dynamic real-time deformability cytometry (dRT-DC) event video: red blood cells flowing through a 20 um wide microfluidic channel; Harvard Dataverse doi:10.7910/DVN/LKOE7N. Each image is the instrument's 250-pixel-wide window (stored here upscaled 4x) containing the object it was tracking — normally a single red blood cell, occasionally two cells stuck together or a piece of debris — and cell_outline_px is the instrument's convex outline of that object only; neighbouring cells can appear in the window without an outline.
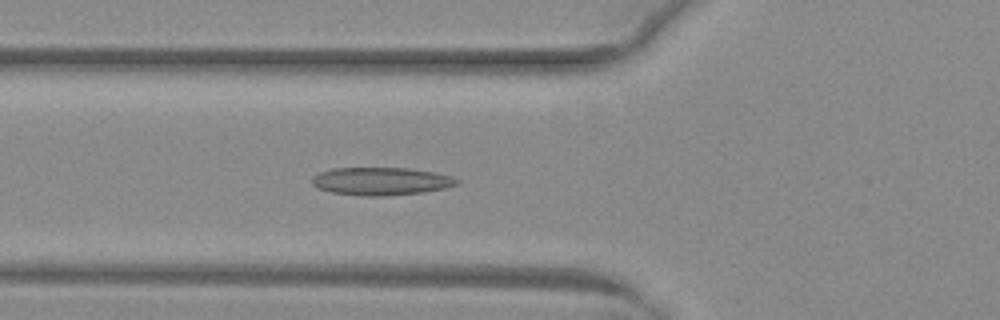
{"species": "common noctule bat (a hibernating species)", "species_latin": "Nyctalus noctula", "temperature_condition": "warm", "stored_images_in_passage": 51, "camera_frame_rate_fps": 3000, "um_per_image_px": 0.085, "animal": {"sex": "female", "body_mass_g": 29.2, "forearm_length_mm": 56.3}, "frame": {"image": 1, "passage_image": 19, "time_ms": 6.0, "image_size_px": [1000, 320], "cell_outline_px": [[460, 184], [444, 188], [420, 192], [384, 196], [364, 196], [332, 192], [316, 188], [312, 184], [312, 176], [320, 172], [332, 168], [408, 168], [432, 172], [452, 176], [460, 180]], "centroid_in_image_um": [32.37, 15.4], "position_along_channel_um": 93.4, "area_um2": 23.47}}
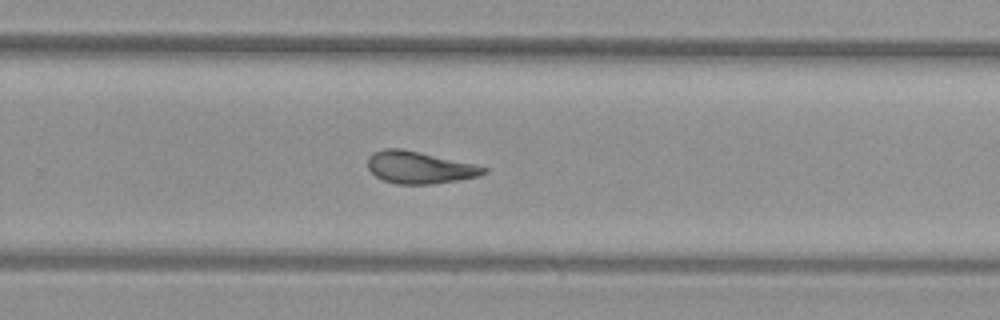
{"frame": {"image": 2, "passage_image": 34, "time_ms": 11.0, "image_size_px": [1000, 320], "cell_outline_px": [[488, 172], [480, 176], [432, 184], [396, 184], [384, 180], [376, 176], [368, 168], [368, 156], [372, 152], [384, 148], [400, 148], [476, 164], [488, 168]], "centroid_in_image_um": [35.66, 14.23], "position_along_channel_um": 294.1, "area_um2": 21.73}}
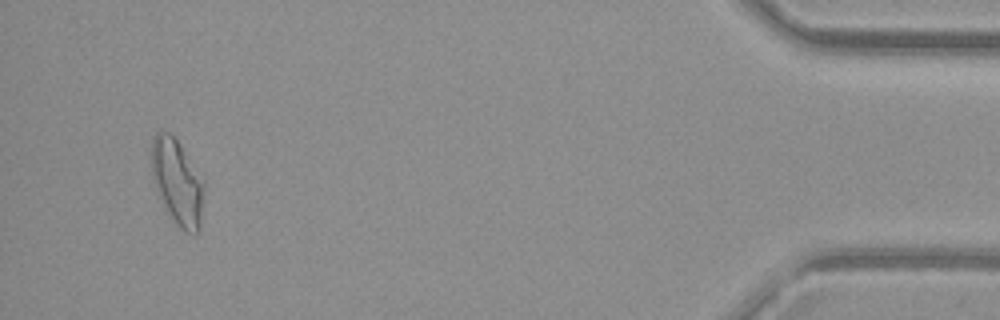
{"frame": {"image": 3, "passage_image": 49, "time_ms": 16.0, "image_size_px": [1000, 320], "cell_outline_px": [[204, 192], [200, 232], [184, 232], [168, 216], [156, 188], [152, 176], [152, 140], [156, 132], [168, 132], [180, 144], [204, 176]], "centroid_in_image_um": [15.11, 15.5], "position_along_channel_um": 420.1, "area_um2": 26.53}, "authors_computed_cell_mechanics": {"area_um2": 22.6576, "velocity_mm_per_s": 4.0154, "shape_relaxation_time_tau1_ms": null, "shape_relaxation_time_tau2_ms": 2.457, "deformation_change_tau1": null, "deformation_change_tau2": 0.1094}}